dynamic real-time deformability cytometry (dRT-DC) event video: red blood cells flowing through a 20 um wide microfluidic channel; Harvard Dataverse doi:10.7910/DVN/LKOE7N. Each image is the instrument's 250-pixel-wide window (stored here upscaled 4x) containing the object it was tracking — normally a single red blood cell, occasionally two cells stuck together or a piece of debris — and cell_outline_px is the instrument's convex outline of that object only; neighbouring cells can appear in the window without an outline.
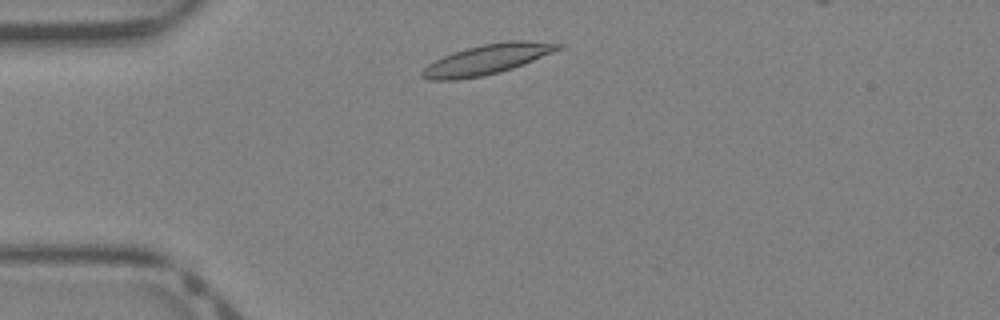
{"species": "Egyptian fruit bat (a non-hibernating species)", "species_latin": "Rousettus aegyptiacus", "temperature_condition": "warm", "stored_images_in_passage": 13, "camera_frame_rate_fps": 3000, "um_per_image_px": 0.085, "animal": {"sex": "female"}, "frame": {"image": 1, "passage_image": 3, "time_ms": 0.667, "image_size_px": [1000, 320], "cell_outline_px": [[564, 48], [524, 64], [500, 72], [484, 76], [456, 80], [428, 80], [420, 76], [420, 72], [428, 64], [452, 52], [484, 44], [508, 40], [524, 40], [564, 44]], "centroid_in_image_um": [41.41, 5.05], "position_along_channel_um": 43.6, "area_um2": 23.87}}
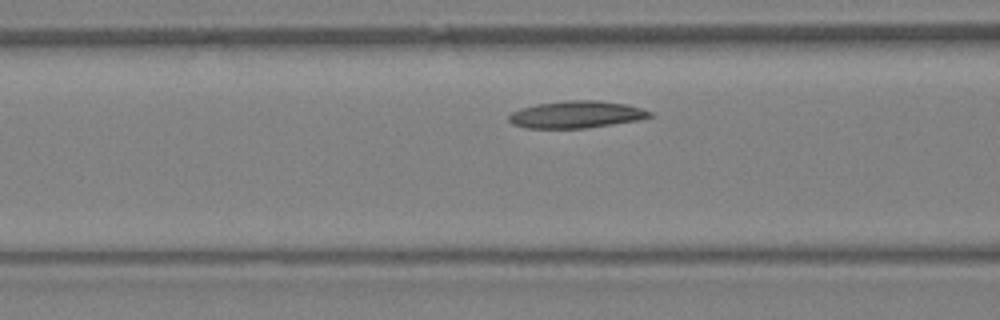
{"frame": {"image": 2, "passage_image": 9, "time_ms": 2.667, "image_size_px": [1000, 320], "cell_outline_px": [[652, 116], [640, 120], [584, 128], [524, 128], [512, 124], [508, 120], [508, 116], [512, 112], [520, 108], [536, 104], [568, 100], [600, 100], [624, 104], [640, 108], [652, 112]], "centroid_in_image_um": [48.95, 9.73], "position_along_channel_um": 117.6, "area_um2": 22.25}}
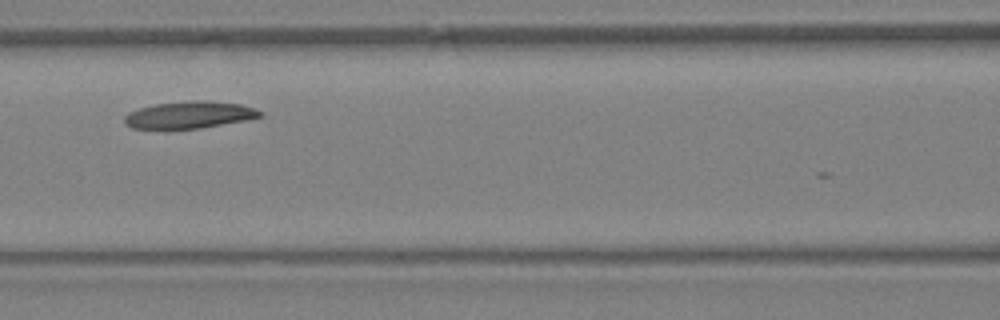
{"frame": {"image": 3, "passage_image": 11, "time_ms": 3.333, "image_size_px": [1000, 320], "cell_outline_px": [[264, 116], [244, 120], [200, 128], [132, 128], [124, 124], [124, 116], [128, 112], [140, 108], [156, 104], [192, 100], [200, 100], [240, 104], [256, 108], [264, 112]], "centroid_in_image_um": [16.11, 9.75], "position_along_channel_um": 150.5, "area_um2": 21.15}}